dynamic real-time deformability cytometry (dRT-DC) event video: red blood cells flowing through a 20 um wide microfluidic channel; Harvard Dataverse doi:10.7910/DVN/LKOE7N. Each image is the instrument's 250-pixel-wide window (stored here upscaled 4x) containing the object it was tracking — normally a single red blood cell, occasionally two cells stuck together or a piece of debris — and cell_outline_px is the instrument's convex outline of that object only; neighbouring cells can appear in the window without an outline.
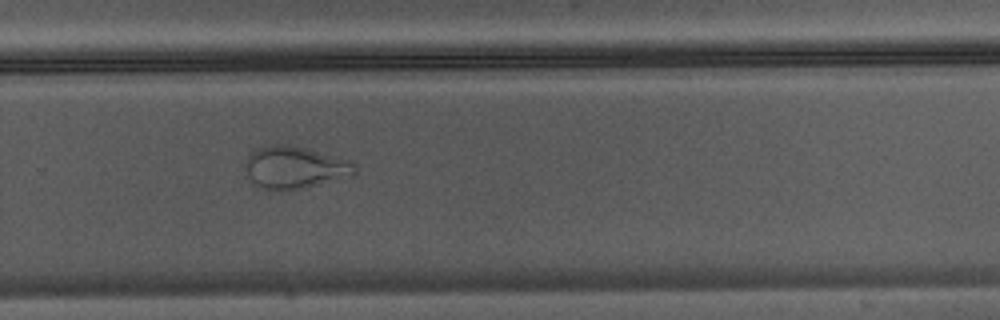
{"species": "Egyptian fruit bat (a non-hibernating species)", "species_latin": "Rousettus aegyptiacus", "temperature_condition": "warm", "stored_images_in_passage": 34, "camera_frame_rate_fps": 3000, "um_per_image_px": 0.085, "animal": {"sex": "male"}, "frame": {"image": 1, "passage_image": 20, "time_ms": 6.333, "image_size_px": [1000, 320], "cell_outline_px": [[356, 172], [352, 176], [300, 188], [280, 192], [260, 188], [248, 176], [244, 168], [244, 164], [248, 156], [252, 152], [260, 148], [272, 144], [288, 144], [304, 148], [348, 160], [356, 164]], "centroid_in_image_um": [25.02, 14.25], "position_along_channel_um": 304.8, "area_um2": 26.82}}